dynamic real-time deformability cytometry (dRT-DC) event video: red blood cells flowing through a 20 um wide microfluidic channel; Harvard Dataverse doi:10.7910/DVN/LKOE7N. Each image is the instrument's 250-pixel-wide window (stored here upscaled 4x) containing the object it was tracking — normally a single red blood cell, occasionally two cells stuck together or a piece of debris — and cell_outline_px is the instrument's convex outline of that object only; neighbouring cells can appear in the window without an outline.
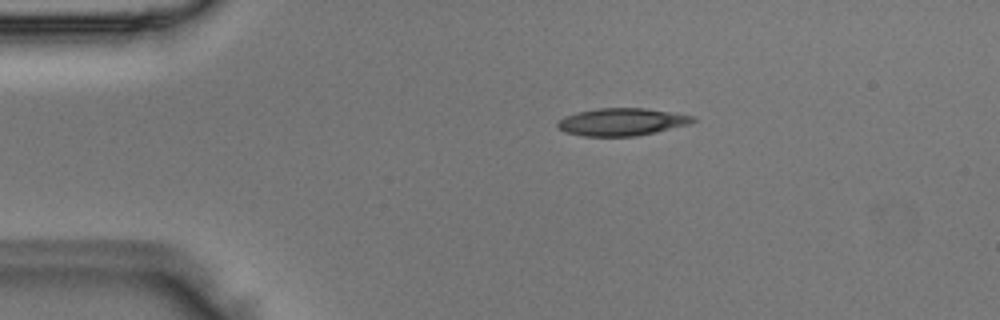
{"species": "Egyptian fruit bat (a non-hibernating species)", "species_latin": "Rousettus aegyptiacus", "temperature_condition": "room temperature", "stored_images_in_passage": 3, "camera_frame_rate_fps": 3000, "um_per_image_px": 0.085, "animal": {"sex": "male"}, "frame": {"image": 1, "passage_image": 1, "time_ms": 0.0, "image_size_px": [1000, 320], "cell_outline_px": [[696, 120], [692, 124], [656, 132], [636, 136], [584, 136], [564, 132], [556, 128], [556, 124], [564, 116], [576, 112], [596, 108], [644, 108], [696, 116]], "centroid_in_image_um": [52.85, 10.36], "position_along_channel_um": 32.1, "area_um2": 21.91}}
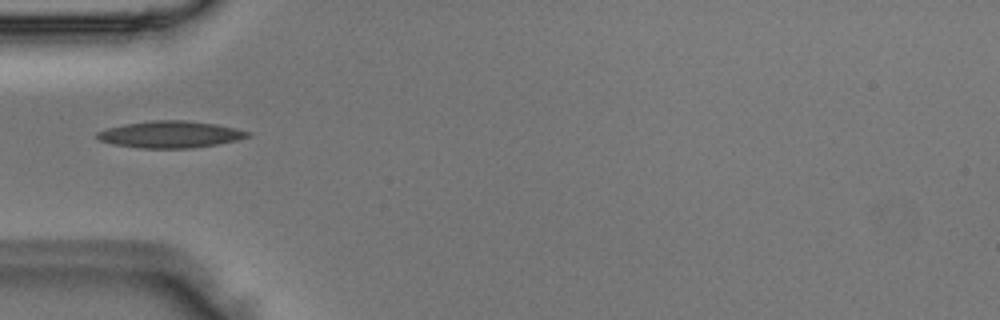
{"frame": {"image": 2, "passage_image": 3, "time_ms": 0.667, "image_size_px": [1000, 320], "cell_outline_px": [[252, 136], [236, 140], [216, 144], [192, 148], [140, 148], [112, 144], [100, 140], [96, 136], [96, 132], [108, 128], [124, 124], [152, 120], [188, 120], [216, 124], [236, 128], [252, 132]], "centroid_in_image_um": [14.5, 11.42], "position_along_channel_um": 70.5, "area_um2": 23.58}}